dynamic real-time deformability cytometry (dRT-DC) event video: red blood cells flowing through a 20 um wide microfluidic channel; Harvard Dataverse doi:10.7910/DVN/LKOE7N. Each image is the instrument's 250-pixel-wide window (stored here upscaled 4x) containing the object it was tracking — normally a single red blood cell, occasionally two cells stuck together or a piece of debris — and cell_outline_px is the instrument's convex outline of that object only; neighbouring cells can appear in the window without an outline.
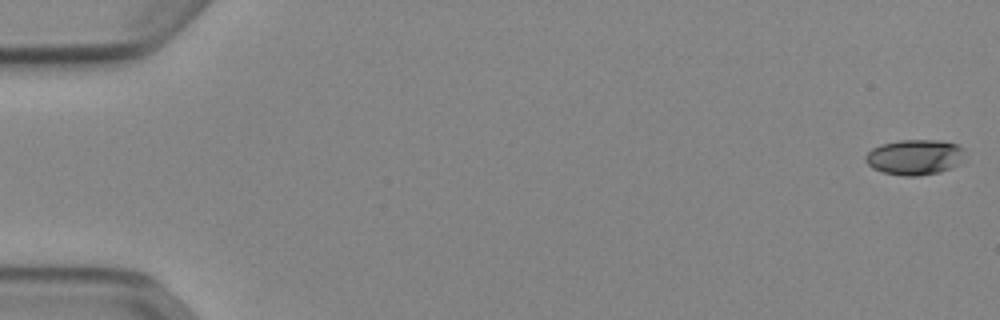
{"species": "Egyptian fruit bat (a non-hibernating species)", "species_latin": "Rousettus aegyptiacus", "temperature_condition": "cold", "stored_images_in_passage": 53, "camera_frame_rate_fps": 3000, "um_per_image_px": 0.085, "animal": {"sex": "female"}, "frame": {"image": 1, "passage_image": 1, "time_ms": 0.0, "image_size_px": [1000, 320], "cell_outline_px": [[964, 156], [952, 168], [940, 172], [916, 176], [904, 176], [884, 172], [872, 168], [864, 160], [864, 156], [872, 148], [880, 144], [900, 140], [936, 140], [956, 144], [964, 148]], "centroid_in_image_um": [77.72, 13.35], "position_along_channel_um": 7.3, "area_um2": 20.46}}
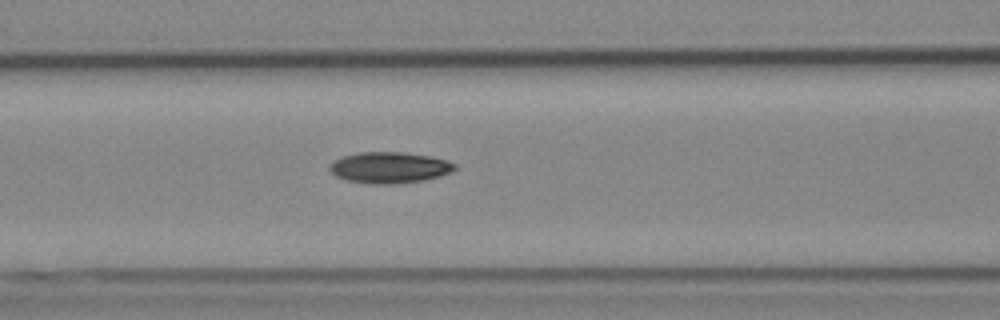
{"frame": {"image": 2, "passage_image": 23, "time_ms": 7.333, "image_size_px": [1000, 320], "cell_outline_px": [[456, 168], [452, 172], [440, 176], [424, 180], [396, 184], [368, 184], [348, 180], [336, 176], [328, 168], [336, 160], [344, 156], [360, 152], [404, 152], [428, 156], [448, 160], [456, 164]], "centroid_in_image_um": [33.15, 14.25], "position_along_channel_um": 133.5, "area_um2": 22.66}}
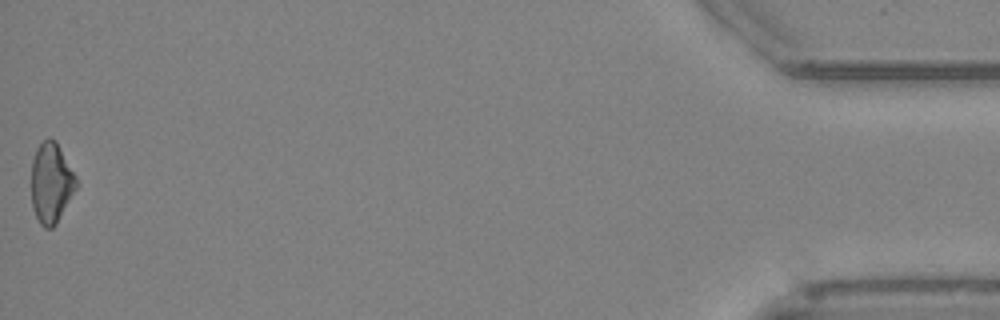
{"frame": {"image": 3, "passage_image": 53, "time_ms": 17.333, "image_size_px": [1000, 320], "cell_outline_px": [[76, 188], [56, 224], [52, 228], [44, 228], [40, 224], [32, 208], [32, 160], [36, 148], [48, 136], [56, 140], [76, 176]], "centroid_in_image_um": [4.34, 15.53], "position_along_channel_um": 430.9, "area_um2": 20.92}, "authors_computed_cell_mechanics": {"area_um2": 21.386, "velocity_mm_per_s": 3.8941, "shape_relaxation_time_tau1_ms": 3.7983, "shape_relaxation_time_tau2_ms": 8.3452, "deformation_change_tau1": 0.1185, "deformation_change_tau2": 0.1535}}